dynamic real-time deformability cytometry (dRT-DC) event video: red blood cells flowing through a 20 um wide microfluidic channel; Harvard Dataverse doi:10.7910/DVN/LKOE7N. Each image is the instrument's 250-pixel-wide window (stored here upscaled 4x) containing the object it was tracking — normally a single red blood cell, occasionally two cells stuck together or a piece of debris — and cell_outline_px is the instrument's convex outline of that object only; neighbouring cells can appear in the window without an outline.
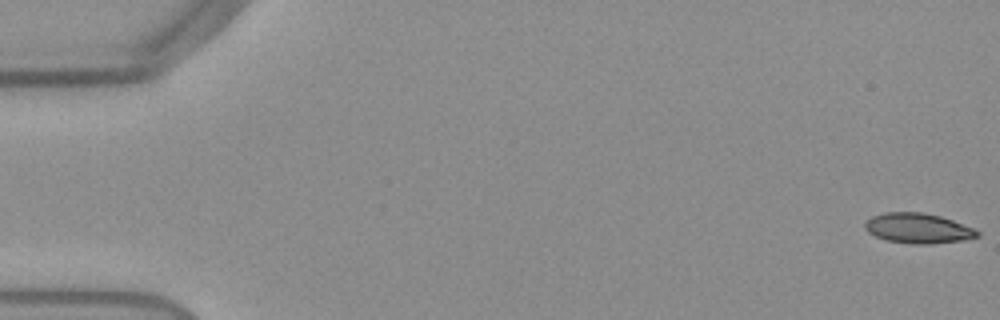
{"species": "Egyptian fruit bat (a non-hibernating species)", "species_latin": "Rousettus aegyptiacus", "temperature_condition": "warm", "stored_images_in_passage": 53, "camera_frame_rate_fps": 3000, "um_per_image_px": 0.085, "frame": {"image": 1, "passage_image": 1, "time_ms": 0.0, "image_size_px": [1000, 320], "cell_outline_px": [[980, 236], [964, 240], [932, 244], [912, 244], [884, 240], [868, 232], [864, 228], [864, 220], [872, 216], [884, 212], [924, 212], [940, 216], [976, 228], [980, 232]], "centroid_in_image_um": [78.03, 19.4], "position_along_channel_um": 7.0, "area_um2": 20.06}}
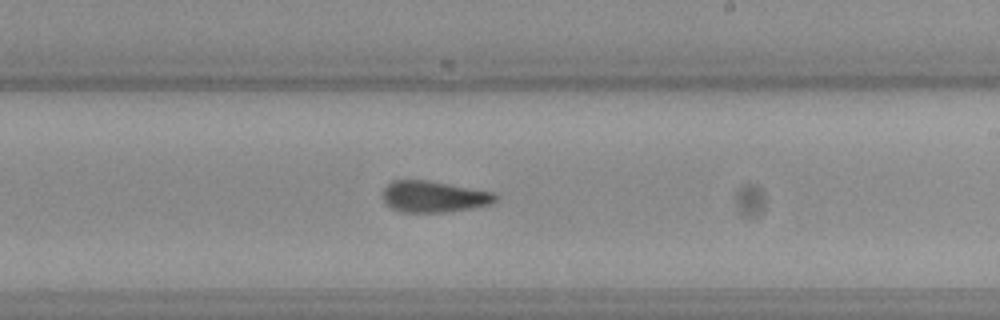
{"frame": {"image": 2, "passage_image": 32, "time_ms": 10.333, "image_size_px": [1000, 320], "cell_outline_px": [[496, 200], [492, 204], [444, 212], [400, 212], [392, 208], [384, 200], [384, 188], [392, 180], [428, 180], [492, 192], [496, 196]], "centroid_in_image_um": [36.85, 16.71], "position_along_channel_um": 252.1, "area_um2": 20.23}}
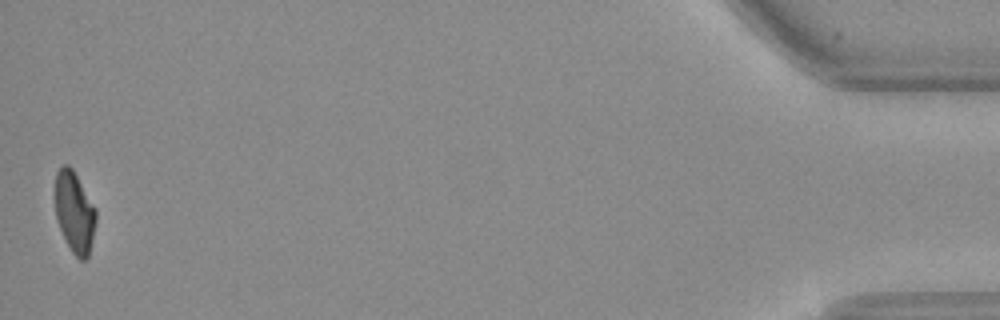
{"frame": {"image": 3, "passage_image": 53, "time_ms": 17.333, "image_size_px": [1000, 320], "cell_outline_px": [[96, 220], [92, 240], [88, 256], [84, 260], [80, 260], [72, 252], [56, 220], [56, 172], [64, 164], [68, 164], [72, 168], [96, 208]], "centroid_in_image_um": [6.34, 18.02], "position_along_channel_um": 428.9, "area_um2": 19.02}, "authors_computed_cell_mechanics": {"area_um2": 20.4034, "velocity_mm_per_s": 3.8578, "shape_relaxation_time_tau1_ms": null, "shape_relaxation_time_tau2_ms": 2.6226, "deformation_change_tau1": null, "deformation_change_tau2": 0.0772}}